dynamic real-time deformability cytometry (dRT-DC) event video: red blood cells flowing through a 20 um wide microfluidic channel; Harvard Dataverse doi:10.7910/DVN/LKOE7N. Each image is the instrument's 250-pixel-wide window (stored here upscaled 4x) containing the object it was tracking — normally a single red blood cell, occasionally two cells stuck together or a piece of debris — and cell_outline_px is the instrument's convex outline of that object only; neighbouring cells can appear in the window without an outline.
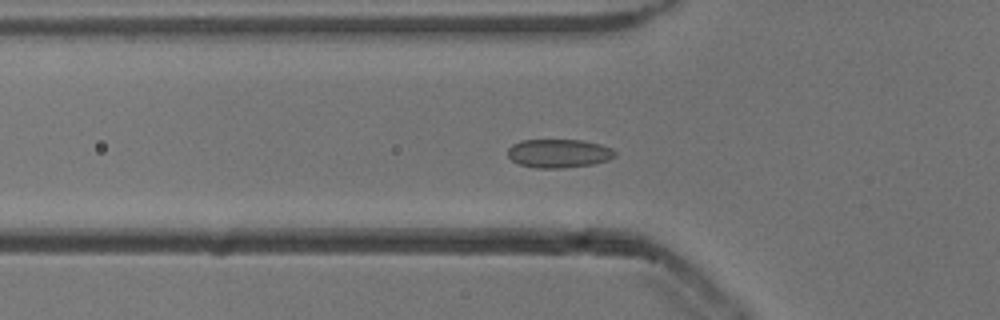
{"species": "common noctule bat (a hibernating species)", "species_latin": "Nyctalus noctula", "temperature_condition": "cold", "stored_images_in_passage": 55, "camera_frame_rate_fps": 3000, "um_per_image_px": 0.085, "animal": {"sex": "male", "body_mass_g": 13.3}, "frame": {"image": 1, "passage_image": 19, "time_ms": 6.0, "image_size_px": [1000, 320], "cell_outline_px": [[616, 156], [608, 160], [592, 164], [564, 168], [536, 168], [520, 164], [512, 160], [508, 156], [508, 148], [512, 144], [520, 140], [580, 140], [600, 144], [612, 148], [616, 152]], "centroid_in_image_um": [47.5, 13.03], "position_along_channel_um": 78.3, "area_um2": 17.92}}
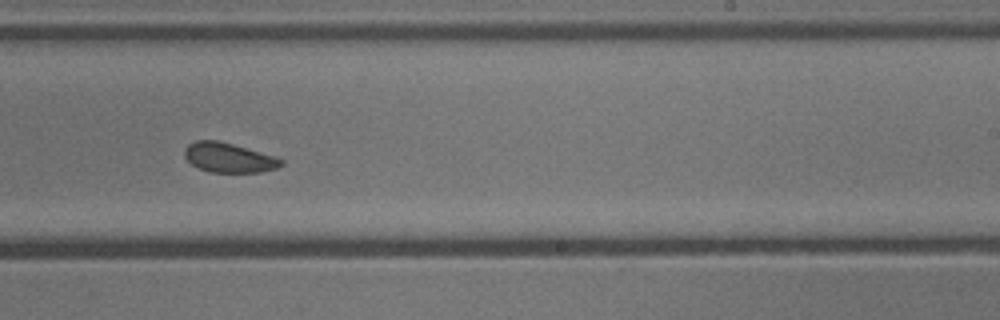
{"frame": {"image": 2, "passage_image": 34, "time_ms": 11.0, "image_size_px": [1000, 320], "cell_outline_px": [[284, 164], [276, 168], [260, 172], [212, 172], [200, 168], [192, 164], [184, 156], [184, 148], [188, 144], [196, 140], [220, 140], [272, 156], [284, 160]], "centroid_in_image_um": [19.42, 13.39], "position_along_channel_um": 269.6, "area_um2": 16.47}}
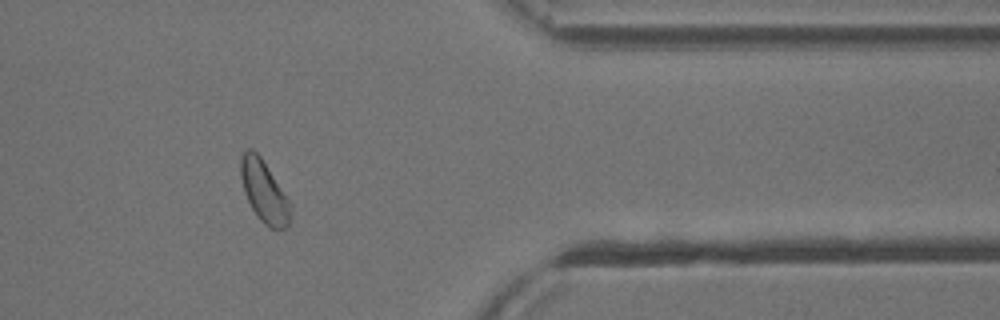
{"frame": {"image": 3, "passage_image": 45, "time_ms": 14.667, "image_size_px": [1000, 320], "cell_outline_px": [[292, 204], [288, 224], [284, 228], [268, 228], [260, 220], [252, 208], [244, 192], [240, 176], [240, 160], [244, 152], [248, 148], [252, 148], [260, 156]], "centroid_in_image_um": [22.44, 16.27], "position_along_channel_um": 389.0, "area_um2": 17.74}, "authors_computed_cell_mechanics": {"area_um2": 17.9758, "velocity_mm_per_s": 3.8148, "shape_relaxation_time_tau1_ms": 8.7632, "shape_relaxation_time_tau2_ms": 4.4074, "deformation_change_tau1": 0.0945, "deformation_change_tau2": 0.0544}}